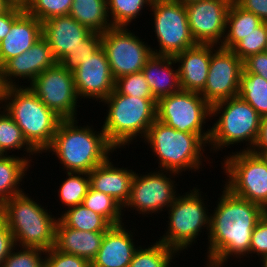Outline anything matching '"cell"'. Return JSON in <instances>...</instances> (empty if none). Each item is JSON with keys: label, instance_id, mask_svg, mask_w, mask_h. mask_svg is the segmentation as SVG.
<instances>
[{"label": "cell", "instance_id": "6da1fadb", "mask_svg": "<svg viewBox=\"0 0 267 267\" xmlns=\"http://www.w3.org/2000/svg\"><path fill=\"white\" fill-rule=\"evenodd\" d=\"M223 189L216 210L210 213L205 267L224 266L232 255L237 259L249 255L252 231L267 212L260 205L235 196L225 187Z\"/></svg>", "mask_w": 267, "mask_h": 267}, {"label": "cell", "instance_id": "7a4b0ae2", "mask_svg": "<svg viewBox=\"0 0 267 267\" xmlns=\"http://www.w3.org/2000/svg\"><path fill=\"white\" fill-rule=\"evenodd\" d=\"M76 119L61 120L50 146L64 165L66 172L89 173L104 163L115 148L106 139L104 131H94L90 126H77Z\"/></svg>", "mask_w": 267, "mask_h": 267}, {"label": "cell", "instance_id": "3957f363", "mask_svg": "<svg viewBox=\"0 0 267 267\" xmlns=\"http://www.w3.org/2000/svg\"><path fill=\"white\" fill-rule=\"evenodd\" d=\"M3 108L21 129L27 143L37 152L50 146L62 120L27 86L0 89Z\"/></svg>", "mask_w": 267, "mask_h": 267}, {"label": "cell", "instance_id": "277c9868", "mask_svg": "<svg viewBox=\"0 0 267 267\" xmlns=\"http://www.w3.org/2000/svg\"><path fill=\"white\" fill-rule=\"evenodd\" d=\"M0 218L13 234L15 245L45 251L54 247L58 219L24 192L0 207Z\"/></svg>", "mask_w": 267, "mask_h": 267}, {"label": "cell", "instance_id": "5b68a950", "mask_svg": "<svg viewBox=\"0 0 267 267\" xmlns=\"http://www.w3.org/2000/svg\"><path fill=\"white\" fill-rule=\"evenodd\" d=\"M102 103L109 109L101 128L115 149L129 146L137 136L145 137L156 120V99L135 98L114 90Z\"/></svg>", "mask_w": 267, "mask_h": 267}, {"label": "cell", "instance_id": "8992f818", "mask_svg": "<svg viewBox=\"0 0 267 267\" xmlns=\"http://www.w3.org/2000/svg\"><path fill=\"white\" fill-rule=\"evenodd\" d=\"M144 139L159 159V170L179 175L190 169L198 171L202 166L207 145L197 134L177 131L156 119Z\"/></svg>", "mask_w": 267, "mask_h": 267}, {"label": "cell", "instance_id": "52a82bcc", "mask_svg": "<svg viewBox=\"0 0 267 267\" xmlns=\"http://www.w3.org/2000/svg\"><path fill=\"white\" fill-rule=\"evenodd\" d=\"M216 114L220 116L210 128L208 146L211 145V149L219 151L220 148L245 141L248 147L242 151H252L259 135L262 117L250 104L238 96L232 97L211 106V117Z\"/></svg>", "mask_w": 267, "mask_h": 267}, {"label": "cell", "instance_id": "ba28073f", "mask_svg": "<svg viewBox=\"0 0 267 267\" xmlns=\"http://www.w3.org/2000/svg\"><path fill=\"white\" fill-rule=\"evenodd\" d=\"M205 206L201 192L195 187L185 195H177L167 209L169 210V220L167 221L169 226L165 235L160 237L159 242L180 253L182 250L188 249L193 241L196 242L195 239L198 238L202 229H207L208 235L210 215Z\"/></svg>", "mask_w": 267, "mask_h": 267}, {"label": "cell", "instance_id": "9c48e42d", "mask_svg": "<svg viewBox=\"0 0 267 267\" xmlns=\"http://www.w3.org/2000/svg\"><path fill=\"white\" fill-rule=\"evenodd\" d=\"M225 159L222 168L229 178L224 187L235 196L256 203L267 211L266 156L240 150Z\"/></svg>", "mask_w": 267, "mask_h": 267}, {"label": "cell", "instance_id": "30bf717a", "mask_svg": "<svg viewBox=\"0 0 267 267\" xmlns=\"http://www.w3.org/2000/svg\"><path fill=\"white\" fill-rule=\"evenodd\" d=\"M208 117L211 105L198 92L180 90L157 101V120L177 131L197 134L206 144L211 135V129L203 130Z\"/></svg>", "mask_w": 267, "mask_h": 267}, {"label": "cell", "instance_id": "8fae6325", "mask_svg": "<svg viewBox=\"0 0 267 267\" xmlns=\"http://www.w3.org/2000/svg\"><path fill=\"white\" fill-rule=\"evenodd\" d=\"M150 9L159 43V51L154 49L153 54L175 56L197 44L191 35L183 4L174 0H153Z\"/></svg>", "mask_w": 267, "mask_h": 267}, {"label": "cell", "instance_id": "7c38bea8", "mask_svg": "<svg viewBox=\"0 0 267 267\" xmlns=\"http://www.w3.org/2000/svg\"><path fill=\"white\" fill-rule=\"evenodd\" d=\"M144 43L127 27H112L102 33V47L114 80L142 71L153 55V48Z\"/></svg>", "mask_w": 267, "mask_h": 267}, {"label": "cell", "instance_id": "4fadbf2b", "mask_svg": "<svg viewBox=\"0 0 267 267\" xmlns=\"http://www.w3.org/2000/svg\"><path fill=\"white\" fill-rule=\"evenodd\" d=\"M29 88L62 120L77 119L78 95L73 72L61 63L40 73Z\"/></svg>", "mask_w": 267, "mask_h": 267}, {"label": "cell", "instance_id": "5bb4252c", "mask_svg": "<svg viewBox=\"0 0 267 267\" xmlns=\"http://www.w3.org/2000/svg\"><path fill=\"white\" fill-rule=\"evenodd\" d=\"M211 44L209 72L201 96L213 104L238 95L243 61L231 49ZM214 52V53H213Z\"/></svg>", "mask_w": 267, "mask_h": 267}, {"label": "cell", "instance_id": "9a60e30c", "mask_svg": "<svg viewBox=\"0 0 267 267\" xmlns=\"http://www.w3.org/2000/svg\"><path fill=\"white\" fill-rule=\"evenodd\" d=\"M160 171L140 176L135 173L130 198L123 208L132 207L137 212L139 211V214L151 213L152 215V213L163 211L164 207H170L177 195L175 181L171 180V176H176L177 173ZM165 172L171 174L170 178L164 174Z\"/></svg>", "mask_w": 267, "mask_h": 267}, {"label": "cell", "instance_id": "2e32d148", "mask_svg": "<svg viewBox=\"0 0 267 267\" xmlns=\"http://www.w3.org/2000/svg\"><path fill=\"white\" fill-rule=\"evenodd\" d=\"M232 1L202 0L185 6L190 32L196 43L220 46Z\"/></svg>", "mask_w": 267, "mask_h": 267}, {"label": "cell", "instance_id": "e0dca14e", "mask_svg": "<svg viewBox=\"0 0 267 267\" xmlns=\"http://www.w3.org/2000/svg\"><path fill=\"white\" fill-rule=\"evenodd\" d=\"M72 72L79 99L96 98L102 102L115 90V80L103 47L83 60Z\"/></svg>", "mask_w": 267, "mask_h": 267}, {"label": "cell", "instance_id": "ac0fdd59", "mask_svg": "<svg viewBox=\"0 0 267 267\" xmlns=\"http://www.w3.org/2000/svg\"><path fill=\"white\" fill-rule=\"evenodd\" d=\"M56 63L51 47L42 36L28 51L7 60L0 67V89L19 86L14 82L18 77L28 79L31 84L40 73Z\"/></svg>", "mask_w": 267, "mask_h": 267}, {"label": "cell", "instance_id": "d6986e66", "mask_svg": "<svg viewBox=\"0 0 267 267\" xmlns=\"http://www.w3.org/2000/svg\"><path fill=\"white\" fill-rule=\"evenodd\" d=\"M91 33V30L70 15L51 17L42 22V36L47 40L58 63L80 46Z\"/></svg>", "mask_w": 267, "mask_h": 267}, {"label": "cell", "instance_id": "ffe728a7", "mask_svg": "<svg viewBox=\"0 0 267 267\" xmlns=\"http://www.w3.org/2000/svg\"><path fill=\"white\" fill-rule=\"evenodd\" d=\"M174 58L178 63L181 90L200 93L207 81L211 60V44L197 43L177 53Z\"/></svg>", "mask_w": 267, "mask_h": 267}, {"label": "cell", "instance_id": "44dd1931", "mask_svg": "<svg viewBox=\"0 0 267 267\" xmlns=\"http://www.w3.org/2000/svg\"><path fill=\"white\" fill-rule=\"evenodd\" d=\"M124 223L111 226L104 234L92 267H129L136 248L133 232H127Z\"/></svg>", "mask_w": 267, "mask_h": 267}, {"label": "cell", "instance_id": "7402d4cb", "mask_svg": "<svg viewBox=\"0 0 267 267\" xmlns=\"http://www.w3.org/2000/svg\"><path fill=\"white\" fill-rule=\"evenodd\" d=\"M41 37L42 22L24 11L0 41V67L7 60L28 51Z\"/></svg>", "mask_w": 267, "mask_h": 267}, {"label": "cell", "instance_id": "603a6c76", "mask_svg": "<svg viewBox=\"0 0 267 267\" xmlns=\"http://www.w3.org/2000/svg\"><path fill=\"white\" fill-rule=\"evenodd\" d=\"M110 161L108 158L88 173L90 186L113 197L124 207L130 198L132 180L136 172L115 167Z\"/></svg>", "mask_w": 267, "mask_h": 267}, {"label": "cell", "instance_id": "cb8c5ba5", "mask_svg": "<svg viewBox=\"0 0 267 267\" xmlns=\"http://www.w3.org/2000/svg\"><path fill=\"white\" fill-rule=\"evenodd\" d=\"M104 234L105 232L75 230L65 226L58 219L54 248L59 252L73 254L92 262L101 247Z\"/></svg>", "mask_w": 267, "mask_h": 267}, {"label": "cell", "instance_id": "d4e9b609", "mask_svg": "<svg viewBox=\"0 0 267 267\" xmlns=\"http://www.w3.org/2000/svg\"><path fill=\"white\" fill-rule=\"evenodd\" d=\"M176 63L174 56L156 54L145 63L142 72L157 101L181 90L179 70L172 66Z\"/></svg>", "mask_w": 267, "mask_h": 267}, {"label": "cell", "instance_id": "484cf974", "mask_svg": "<svg viewBox=\"0 0 267 267\" xmlns=\"http://www.w3.org/2000/svg\"><path fill=\"white\" fill-rule=\"evenodd\" d=\"M31 161L26 156L23 158L13 154L0 159V207L11 197L24 192L19 184L31 167Z\"/></svg>", "mask_w": 267, "mask_h": 267}, {"label": "cell", "instance_id": "4316f807", "mask_svg": "<svg viewBox=\"0 0 267 267\" xmlns=\"http://www.w3.org/2000/svg\"><path fill=\"white\" fill-rule=\"evenodd\" d=\"M69 15L92 32L104 33L112 28L107 0H73Z\"/></svg>", "mask_w": 267, "mask_h": 267}, {"label": "cell", "instance_id": "83f0119b", "mask_svg": "<svg viewBox=\"0 0 267 267\" xmlns=\"http://www.w3.org/2000/svg\"><path fill=\"white\" fill-rule=\"evenodd\" d=\"M262 23L263 21L254 13L243 10L232 1L227 13L225 36L220 47L232 49L242 38L253 32Z\"/></svg>", "mask_w": 267, "mask_h": 267}, {"label": "cell", "instance_id": "f1b7e54d", "mask_svg": "<svg viewBox=\"0 0 267 267\" xmlns=\"http://www.w3.org/2000/svg\"><path fill=\"white\" fill-rule=\"evenodd\" d=\"M238 97L245 102L261 116H267V80L263 77L241 72Z\"/></svg>", "mask_w": 267, "mask_h": 267}, {"label": "cell", "instance_id": "f546056e", "mask_svg": "<svg viewBox=\"0 0 267 267\" xmlns=\"http://www.w3.org/2000/svg\"><path fill=\"white\" fill-rule=\"evenodd\" d=\"M58 219L65 226L81 231L106 232L112 226L103 216L83 204L68 208Z\"/></svg>", "mask_w": 267, "mask_h": 267}, {"label": "cell", "instance_id": "4dcf8cb0", "mask_svg": "<svg viewBox=\"0 0 267 267\" xmlns=\"http://www.w3.org/2000/svg\"><path fill=\"white\" fill-rule=\"evenodd\" d=\"M86 208L103 216L112 226L122 223L123 206L113 197L89 187L82 203Z\"/></svg>", "mask_w": 267, "mask_h": 267}, {"label": "cell", "instance_id": "1f68e13d", "mask_svg": "<svg viewBox=\"0 0 267 267\" xmlns=\"http://www.w3.org/2000/svg\"><path fill=\"white\" fill-rule=\"evenodd\" d=\"M175 250L162 242L156 241L148 248L138 247L135 251L129 267H170Z\"/></svg>", "mask_w": 267, "mask_h": 267}, {"label": "cell", "instance_id": "d6a6232c", "mask_svg": "<svg viewBox=\"0 0 267 267\" xmlns=\"http://www.w3.org/2000/svg\"><path fill=\"white\" fill-rule=\"evenodd\" d=\"M153 0H107V13L112 27H127ZM147 4V5H146Z\"/></svg>", "mask_w": 267, "mask_h": 267}, {"label": "cell", "instance_id": "836d02e7", "mask_svg": "<svg viewBox=\"0 0 267 267\" xmlns=\"http://www.w3.org/2000/svg\"><path fill=\"white\" fill-rule=\"evenodd\" d=\"M68 177L58 190L61 203L70 207L81 205L90 187L88 173L67 172Z\"/></svg>", "mask_w": 267, "mask_h": 267}, {"label": "cell", "instance_id": "e575fe53", "mask_svg": "<svg viewBox=\"0 0 267 267\" xmlns=\"http://www.w3.org/2000/svg\"><path fill=\"white\" fill-rule=\"evenodd\" d=\"M0 147L7 154L9 150H22L30 155L38 154L25 140L21 129L18 127L13 118L3 110L0 114Z\"/></svg>", "mask_w": 267, "mask_h": 267}, {"label": "cell", "instance_id": "d590c367", "mask_svg": "<svg viewBox=\"0 0 267 267\" xmlns=\"http://www.w3.org/2000/svg\"><path fill=\"white\" fill-rule=\"evenodd\" d=\"M267 45V23L263 22L253 32L242 38L231 50L242 61L251 55L264 52Z\"/></svg>", "mask_w": 267, "mask_h": 267}, {"label": "cell", "instance_id": "8d00e7d4", "mask_svg": "<svg viewBox=\"0 0 267 267\" xmlns=\"http://www.w3.org/2000/svg\"><path fill=\"white\" fill-rule=\"evenodd\" d=\"M73 0H31L25 11L44 22L51 17L69 15Z\"/></svg>", "mask_w": 267, "mask_h": 267}, {"label": "cell", "instance_id": "74e56055", "mask_svg": "<svg viewBox=\"0 0 267 267\" xmlns=\"http://www.w3.org/2000/svg\"><path fill=\"white\" fill-rule=\"evenodd\" d=\"M115 90L119 94L143 99H155L144 73L128 74L115 80Z\"/></svg>", "mask_w": 267, "mask_h": 267}, {"label": "cell", "instance_id": "f35d334b", "mask_svg": "<svg viewBox=\"0 0 267 267\" xmlns=\"http://www.w3.org/2000/svg\"><path fill=\"white\" fill-rule=\"evenodd\" d=\"M102 47V33L92 32L81 45L71 51L60 63L73 71L79 64L97 52Z\"/></svg>", "mask_w": 267, "mask_h": 267}, {"label": "cell", "instance_id": "ab89813d", "mask_svg": "<svg viewBox=\"0 0 267 267\" xmlns=\"http://www.w3.org/2000/svg\"><path fill=\"white\" fill-rule=\"evenodd\" d=\"M15 246L8 257L4 260L1 267H44L46 251L40 248L21 247V250L15 252ZM14 251V252H13Z\"/></svg>", "mask_w": 267, "mask_h": 267}, {"label": "cell", "instance_id": "60d3db41", "mask_svg": "<svg viewBox=\"0 0 267 267\" xmlns=\"http://www.w3.org/2000/svg\"><path fill=\"white\" fill-rule=\"evenodd\" d=\"M46 267H92L91 262L79 256L57 251L54 247L46 251Z\"/></svg>", "mask_w": 267, "mask_h": 267}, {"label": "cell", "instance_id": "b9f144b4", "mask_svg": "<svg viewBox=\"0 0 267 267\" xmlns=\"http://www.w3.org/2000/svg\"><path fill=\"white\" fill-rule=\"evenodd\" d=\"M252 253L261 256L260 258L267 256V212L252 231L249 254Z\"/></svg>", "mask_w": 267, "mask_h": 267}, {"label": "cell", "instance_id": "7bdbcfd3", "mask_svg": "<svg viewBox=\"0 0 267 267\" xmlns=\"http://www.w3.org/2000/svg\"><path fill=\"white\" fill-rule=\"evenodd\" d=\"M243 71L256 74L267 80V53L260 52L251 55L243 61Z\"/></svg>", "mask_w": 267, "mask_h": 267}, {"label": "cell", "instance_id": "ee69618b", "mask_svg": "<svg viewBox=\"0 0 267 267\" xmlns=\"http://www.w3.org/2000/svg\"><path fill=\"white\" fill-rule=\"evenodd\" d=\"M15 246L13 234L0 218V267Z\"/></svg>", "mask_w": 267, "mask_h": 267}, {"label": "cell", "instance_id": "f6af8a7d", "mask_svg": "<svg viewBox=\"0 0 267 267\" xmlns=\"http://www.w3.org/2000/svg\"><path fill=\"white\" fill-rule=\"evenodd\" d=\"M247 12L254 13L263 22L267 23V0H233Z\"/></svg>", "mask_w": 267, "mask_h": 267}, {"label": "cell", "instance_id": "bcb514c9", "mask_svg": "<svg viewBox=\"0 0 267 267\" xmlns=\"http://www.w3.org/2000/svg\"><path fill=\"white\" fill-rule=\"evenodd\" d=\"M25 10L11 7L7 12L0 15V41L5 38V35L10 32L12 23L24 12Z\"/></svg>", "mask_w": 267, "mask_h": 267}, {"label": "cell", "instance_id": "7dc6e473", "mask_svg": "<svg viewBox=\"0 0 267 267\" xmlns=\"http://www.w3.org/2000/svg\"><path fill=\"white\" fill-rule=\"evenodd\" d=\"M252 152L262 156L267 155V116L261 118L259 135Z\"/></svg>", "mask_w": 267, "mask_h": 267}, {"label": "cell", "instance_id": "c3c4849f", "mask_svg": "<svg viewBox=\"0 0 267 267\" xmlns=\"http://www.w3.org/2000/svg\"><path fill=\"white\" fill-rule=\"evenodd\" d=\"M12 7H16V8H20V9H23L25 10L31 0H6Z\"/></svg>", "mask_w": 267, "mask_h": 267}, {"label": "cell", "instance_id": "681fc988", "mask_svg": "<svg viewBox=\"0 0 267 267\" xmlns=\"http://www.w3.org/2000/svg\"><path fill=\"white\" fill-rule=\"evenodd\" d=\"M11 7L6 0H0V15L7 12Z\"/></svg>", "mask_w": 267, "mask_h": 267}, {"label": "cell", "instance_id": "f907efd6", "mask_svg": "<svg viewBox=\"0 0 267 267\" xmlns=\"http://www.w3.org/2000/svg\"><path fill=\"white\" fill-rule=\"evenodd\" d=\"M177 1L181 4H183L184 6H186L187 4L193 3V2H197V1H202V0H174Z\"/></svg>", "mask_w": 267, "mask_h": 267}, {"label": "cell", "instance_id": "816d5d0a", "mask_svg": "<svg viewBox=\"0 0 267 267\" xmlns=\"http://www.w3.org/2000/svg\"><path fill=\"white\" fill-rule=\"evenodd\" d=\"M259 260H261L260 262H262V264H263V265H261V267H267V256H263Z\"/></svg>", "mask_w": 267, "mask_h": 267}, {"label": "cell", "instance_id": "f5cc1de1", "mask_svg": "<svg viewBox=\"0 0 267 267\" xmlns=\"http://www.w3.org/2000/svg\"><path fill=\"white\" fill-rule=\"evenodd\" d=\"M6 154L3 152V150L0 147V159L4 158Z\"/></svg>", "mask_w": 267, "mask_h": 267}]
</instances>
